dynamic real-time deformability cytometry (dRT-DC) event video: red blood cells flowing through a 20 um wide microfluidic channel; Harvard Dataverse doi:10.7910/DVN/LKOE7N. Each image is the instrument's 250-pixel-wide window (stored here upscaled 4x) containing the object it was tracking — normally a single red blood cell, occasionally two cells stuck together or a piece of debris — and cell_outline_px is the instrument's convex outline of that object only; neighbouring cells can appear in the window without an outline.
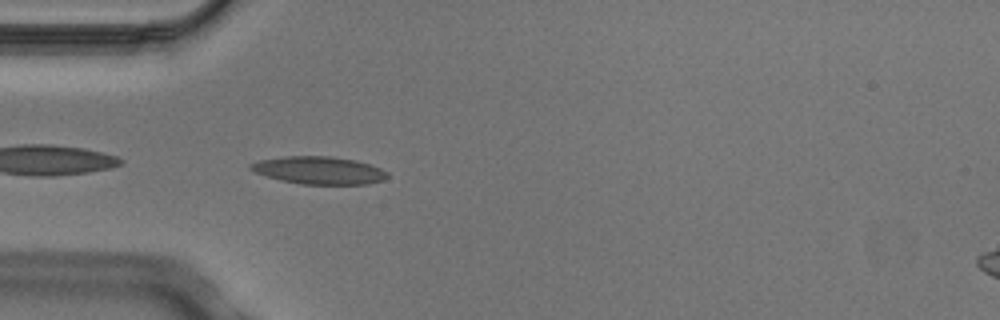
{"species": "Egyptian fruit bat (a non-hibernating species)", "species_latin": "Rousettus aegyptiacus", "temperature_condition": "cold", "stored_images_in_passage": 5, "camera_frame_rate_fps": 3000, "um_per_image_px": 0.085, "animal": {"sex": "male"}, "frame": {"image": 1, "passage_image": 5, "time_ms": 1.333, "image_size_px": [1000, 320], "cell_outline_px": [[388, 176], [384, 180], [368, 184], [300, 184], [280, 180], [256, 172], [248, 168], [248, 164], [260, 160], [284, 156], [332, 156], [356, 160], [380, 168], [388, 172]], "centroid_in_image_um": [27.12, 14.47], "position_along_channel_um": 57.9, "area_um2": 22.02}}